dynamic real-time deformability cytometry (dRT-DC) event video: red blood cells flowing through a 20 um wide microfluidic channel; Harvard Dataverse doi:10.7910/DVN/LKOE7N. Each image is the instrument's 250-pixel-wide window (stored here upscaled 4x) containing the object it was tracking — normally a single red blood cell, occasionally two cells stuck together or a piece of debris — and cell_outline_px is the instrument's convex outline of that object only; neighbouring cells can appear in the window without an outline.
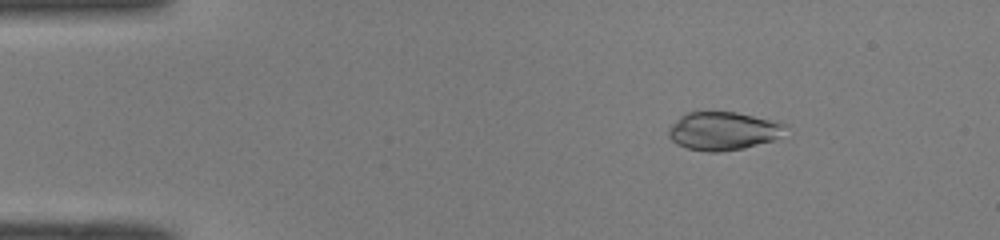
{"species": "common noctule bat (a hibernating species)", "species_latin": "Nyctalus noctula", "temperature_condition": "room temperature", "stored_images_in_passage": 45, "camera_frame_rate_fps": 3000, "um_per_image_px": 0.085, "animal": {"sex": "male", "body_mass_g": 19.0, "forearm_length_mm": 50.8}, "frame": {"image": 1, "passage_image": 3, "time_ms": 0.667, "image_size_px": [1000, 240], "cell_outline_px": [[788, 124], [776, 140], [744, 148], [720, 152], [708, 152], [688, 148], [676, 144], [668, 136], [668, 128], [680, 116], [688, 112], [736, 112]], "centroid_in_image_um": [61.45, 11.14], "position_along_channel_um": 23.6, "area_um2": 26.01}}
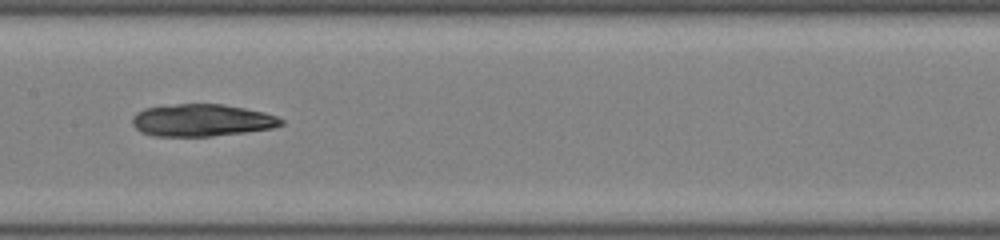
{"frame": {"image": 2, "passage_image": 21, "time_ms": 6.667, "image_size_px": [1000, 240], "cell_outline_px": [[284, 124], [272, 128], [244, 132], [212, 136], [152, 136], [140, 132], [132, 124], [132, 116], [136, 112], [144, 108], [176, 104], [224, 104], [264, 112], [276, 116], [284, 120]], "centroid_in_image_um": [17.13, 10.22], "position_along_channel_um": 190.3, "area_um2": 28.03}}
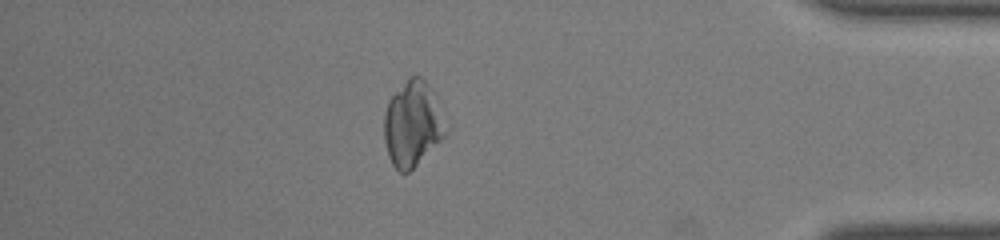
{"frame": {"image": 3, "passage_image": 39, "time_ms": 12.667, "image_size_px": [1000, 240], "cell_outline_px": [[448, 132], [408, 172], [400, 172], [392, 164], [388, 156], [384, 140], [384, 112], [388, 100], [408, 76], [420, 76], [428, 84], [448, 128]], "centroid_in_image_um": [35.03, 10.51], "position_along_channel_um": 400.2, "area_um2": 30.17}, "authors_computed_cell_mechanics": {"area_um2": 28.3798, "velocity_mm_per_s": 4.1058, "shape_relaxation_time_tau1_ms": null, "shape_relaxation_time_tau2_ms": 6.6305, "deformation_change_tau1": null, "deformation_change_tau2": 0.1158}}